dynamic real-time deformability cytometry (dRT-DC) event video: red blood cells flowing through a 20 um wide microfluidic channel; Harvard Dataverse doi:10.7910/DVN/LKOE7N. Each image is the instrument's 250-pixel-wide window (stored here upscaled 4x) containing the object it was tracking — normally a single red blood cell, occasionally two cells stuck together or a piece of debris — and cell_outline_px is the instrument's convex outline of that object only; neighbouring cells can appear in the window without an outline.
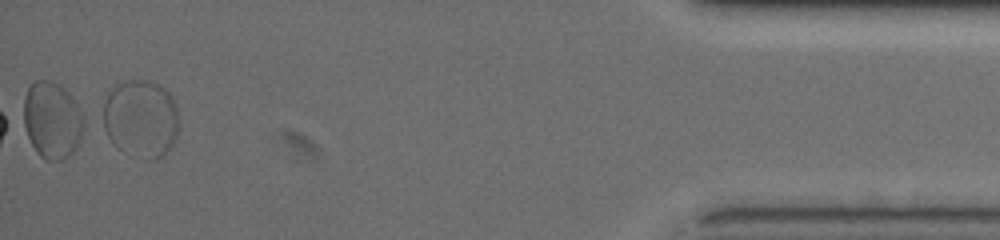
{"species": "common noctule bat (a hibernating species)", "species_latin": "Nyctalus noctula", "temperature_condition": "warm", "stored_images_in_passage": 54, "camera_frame_rate_fps": 3000, "um_per_image_px": 0.085, "animal": {"sex": "female", "body_mass_g": 19.5, "forearm_length_mm": 54.1}, "frame": {"image": 1, "passage_image": 54, "time_ms": 17.667, "image_size_px": [1000, 240], "cell_outline_px": [[180, 128], [176, 140], [156, 160], [148, 160], [124, 152], [116, 148], [112, 144], [96, 124], [96, 120], [108, 92], [120, 80], [144, 80], [156, 84], [164, 88], [168, 92], [176, 108], [180, 120]], "centroid_in_image_um": [11.86, 10.1], "position_along_channel_um": 423.3, "area_um2": 35.95}}